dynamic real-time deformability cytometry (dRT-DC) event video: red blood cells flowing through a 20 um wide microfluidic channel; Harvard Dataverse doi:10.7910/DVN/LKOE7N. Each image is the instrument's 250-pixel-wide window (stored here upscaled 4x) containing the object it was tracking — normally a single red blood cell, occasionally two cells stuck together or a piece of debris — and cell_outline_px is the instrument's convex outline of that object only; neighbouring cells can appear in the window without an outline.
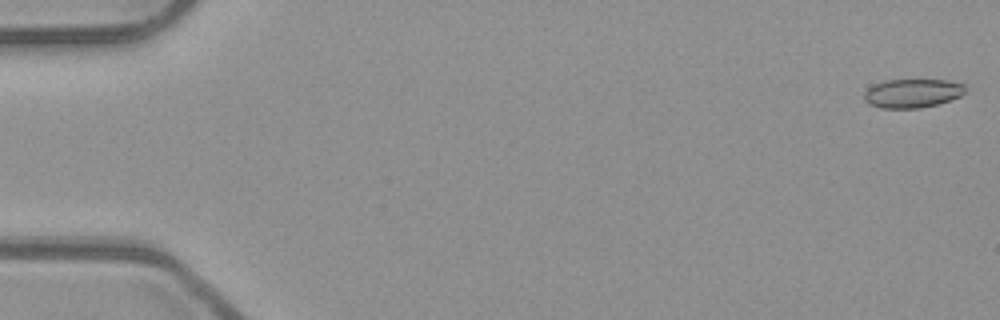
{"species": "common noctule bat (a hibernating species)", "species_latin": "Nyctalus noctula", "temperature_condition": "room temperature", "stored_images_in_passage": 53, "camera_frame_rate_fps": 3000, "um_per_image_px": 0.085, "animal": {"sex": "male", "body_mass_g": 23.1, "forearm_length_mm": 52.7}, "frame": {"image": 1, "passage_image": 1, "time_ms": 0.0, "image_size_px": [1000, 320], "cell_outline_px": [[964, 92], [960, 96], [936, 104], [920, 108], [880, 108], [868, 104], [864, 100], [864, 92], [872, 84], [884, 80], [948, 80], [964, 84]], "centroid_in_image_um": [77.49, 7.92], "position_along_channel_um": 7.5, "area_um2": 16.99}}
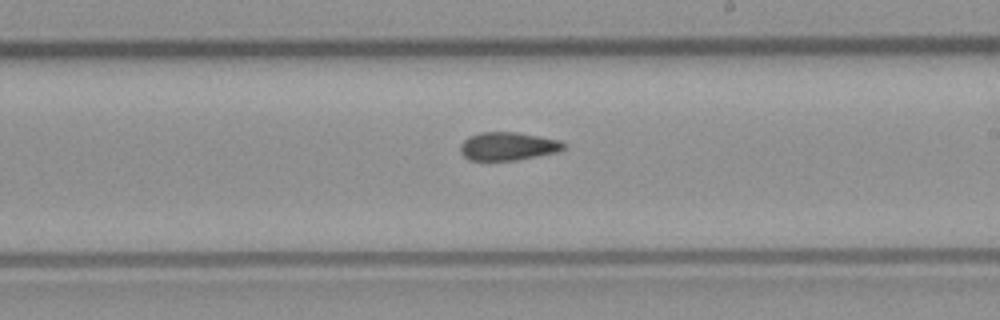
{"frame": {"image": 2, "passage_image": 31, "time_ms": 10.0, "image_size_px": [1000, 320], "cell_outline_px": [[564, 148], [556, 152], [516, 160], [468, 160], [460, 152], [460, 144], [468, 136], [480, 132], [516, 132], [560, 140], [564, 144]], "centroid_in_image_um": [43.12, 12.42], "position_along_channel_um": 245.9, "area_um2": 16.88}}
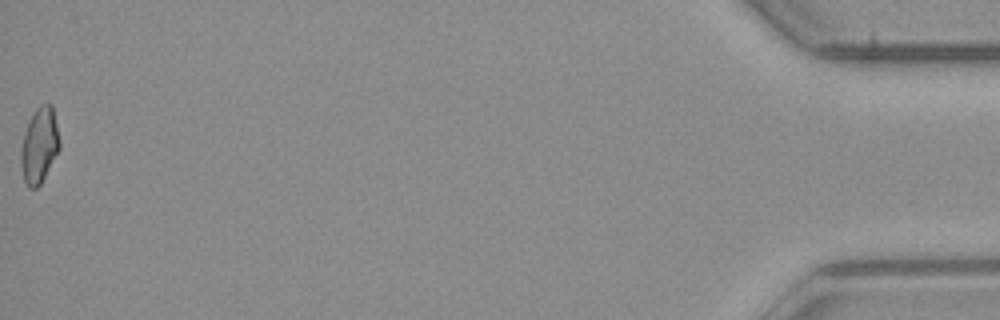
{"frame": {"image": 3, "passage_image": 53, "time_ms": 17.333, "image_size_px": [1000, 320], "cell_outline_px": [[60, 148], [40, 184], [36, 188], [28, 188], [24, 180], [20, 164], [20, 148], [24, 132], [36, 108], [40, 104], [52, 104], [60, 140]], "centroid_in_image_um": [3.33, 12.36], "position_along_channel_um": 431.9, "area_um2": 16.94}, "authors_computed_cell_mechanics": {"area_um2": 17.2822, "velocity_mm_per_s": 3.9487, "shape_relaxation_time_tau1_ms": null, "shape_relaxation_time_tau2_ms": 4.5222, "deformation_change_tau1": null, "deformation_change_tau2": 0.1211}}